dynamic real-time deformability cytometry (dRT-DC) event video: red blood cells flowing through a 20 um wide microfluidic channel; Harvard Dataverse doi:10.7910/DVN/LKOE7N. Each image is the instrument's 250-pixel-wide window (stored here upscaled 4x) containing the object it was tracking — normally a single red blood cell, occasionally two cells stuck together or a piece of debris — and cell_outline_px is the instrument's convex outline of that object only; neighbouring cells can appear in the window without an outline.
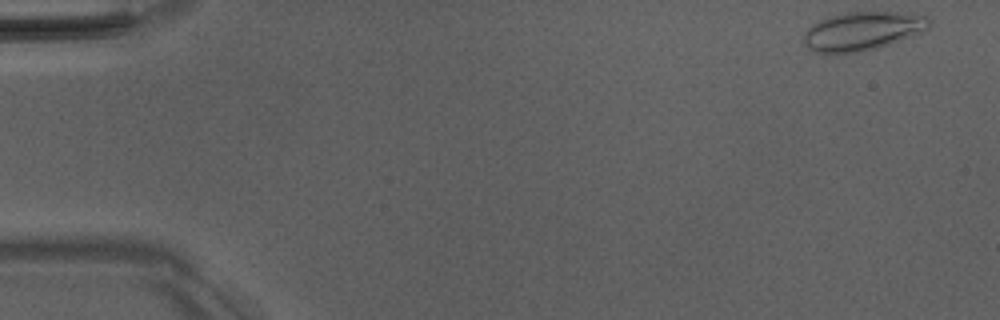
{"species": "Egyptian fruit bat (a non-hibernating species)", "species_latin": "Rousettus aegyptiacus", "temperature_condition": "room temperature", "stored_images_in_passage": 50, "camera_frame_rate_fps": 3000, "um_per_image_px": 0.085, "animal": {"sex": "male"}, "frame": {"image": 1, "passage_image": 1, "time_ms": 0.0, "image_size_px": [1000, 320], "cell_outline_px": [[932, 20], [928, 28], [888, 44], [876, 48], [860, 52], [828, 56], [812, 52], [804, 44], [804, 32], [812, 24], [820, 20], [832, 16], [848, 12], [896, 12], [928, 16]], "centroid_in_image_um": [73.22, 2.67], "position_along_channel_um": 11.8, "area_um2": 28.38}}
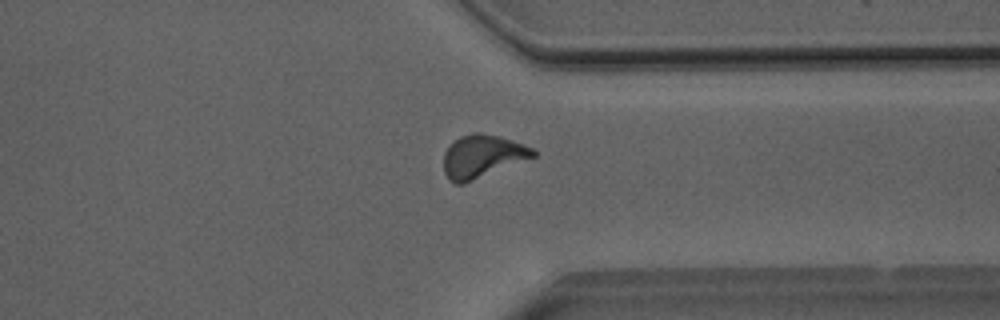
{"frame": {"image": 2, "passage_image": 38, "time_ms": 12.333, "image_size_px": [1000, 320], "cell_outline_px": [[536, 156], [464, 184], [456, 184], [448, 180], [444, 172], [444, 152], [460, 136], [476, 132], [480, 132], [512, 140], [532, 148], [536, 152]], "centroid_in_image_um": [40.98, 13.31], "position_along_channel_um": 370.4, "area_um2": 22.14}}
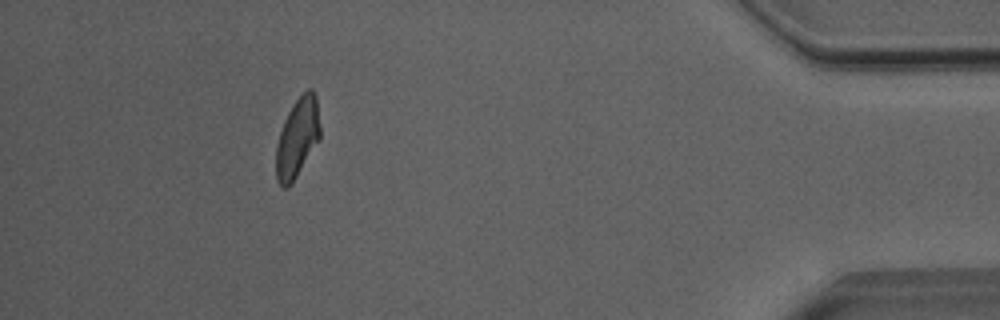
{"frame": {"image": 3, "passage_image": 45, "time_ms": 14.667, "image_size_px": [1000, 320], "cell_outline_px": [[320, 140], [292, 184], [288, 188], [284, 188], [276, 180], [276, 144], [284, 120], [292, 104], [308, 88], [312, 88], [316, 96], [320, 128]], "centroid_in_image_um": [25.28, 11.74], "position_along_channel_um": 409.9, "area_um2": 20.58}, "authors_computed_cell_mechanics": {"area_um2": 21.4438, "velocity_mm_per_s": 4.0358, "shape_relaxation_time_tau1_ms": 6.6115, "shape_relaxation_time_tau2_ms": 1.6327, "deformation_change_tau1": 0.1731, "deformation_change_tau2": 0.0897}}